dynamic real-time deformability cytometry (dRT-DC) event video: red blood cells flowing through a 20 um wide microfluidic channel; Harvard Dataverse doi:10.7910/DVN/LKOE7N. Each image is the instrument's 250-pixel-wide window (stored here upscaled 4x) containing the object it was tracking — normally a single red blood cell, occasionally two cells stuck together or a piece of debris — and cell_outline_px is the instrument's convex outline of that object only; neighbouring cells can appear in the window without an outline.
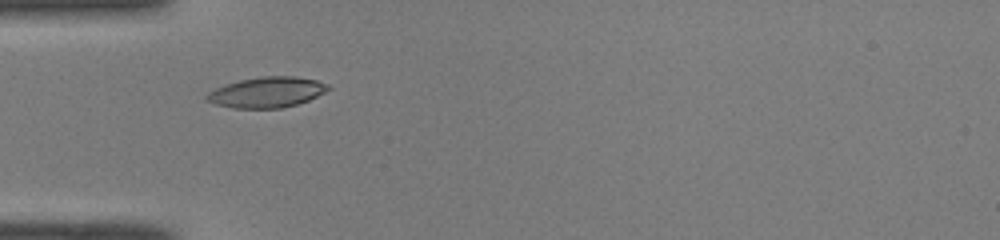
{"species": "common noctule bat (a hibernating species)", "species_latin": "Nyctalus noctula", "temperature_condition": "room temperature", "stored_images_in_passage": 42, "camera_frame_rate_fps": 3000, "um_per_image_px": 0.085, "animal": {"sex": "male", "body_mass_g": 19.0, "forearm_length_mm": 50.8}, "frame": {"image": 1, "passage_image": 8, "time_ms": 2.333, "image_size_px": [1000, 240], "cell_outline_px": [[332, 88], [308, 100], [296, 104], [280, 108], [232, 108], [216, 104], [208, 100], [204, 96], [208, 92], [216, 88], [240, 80], [260, 76], [296, 76], [316, 80], [328, 84]], "centroid_in_image_um": [22.69, 7.83], "position_along_channel_um": 62.3, "area_um2": 21.44}}
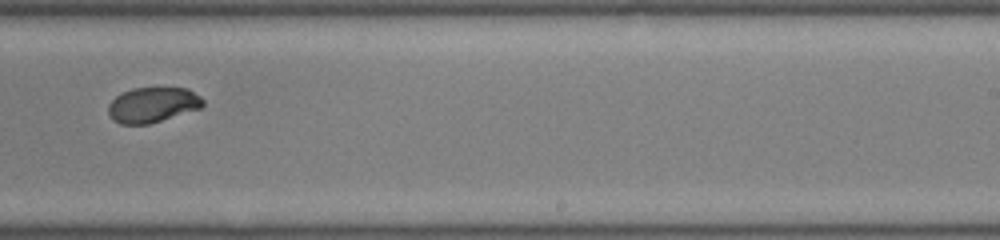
{"frame": {"image": 2, "passage_image": 24, "time_ms": 7.667, "image_size_px": [1000, 240], "cell_outline_px": [[204, 104], [200, 108], [148, 124], [120, 124], [112, 120], [108, 112], [108, 104], [116, 96], [132, 88], [188, 88], [200, 96], [204, 100]], "centroid_in_image_um": [12.96, 8.91], "position_along_channel_um": 276.0, "area_um2": 19.31}}
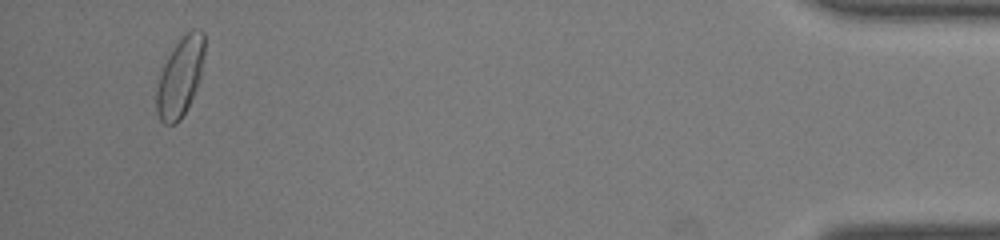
{"frame": {"image": 3, "passage_image": 40, "time_ms": 13.0, "image_size_px": [1000, 240], "cell_outline_px": [[204, 52], [200, 80], [180, 120], [176, 124], [164, 124], [160, 120], [156, 112], [156, 92], [160, 76], [164, 64], [172, 48], [180, 36], [192, 28], [200, 28], [204, 32]], "centroid_in_image_um": [15.31, 6.49], "position_along_channel_um": 419.9, "area_um2": 22.14}, "authors_computed_cell_mechanics": {"area_um2": 20.7791, "velocity_mm_per_s": 4.0566, "shape_relaxation_time_tau1_ms": 2.759, "shape_relaxation_time_tau2_ms": 0.6465, "deformation_change_tau1": 0.1292, "deformation_change_tau2": 0.0322}}